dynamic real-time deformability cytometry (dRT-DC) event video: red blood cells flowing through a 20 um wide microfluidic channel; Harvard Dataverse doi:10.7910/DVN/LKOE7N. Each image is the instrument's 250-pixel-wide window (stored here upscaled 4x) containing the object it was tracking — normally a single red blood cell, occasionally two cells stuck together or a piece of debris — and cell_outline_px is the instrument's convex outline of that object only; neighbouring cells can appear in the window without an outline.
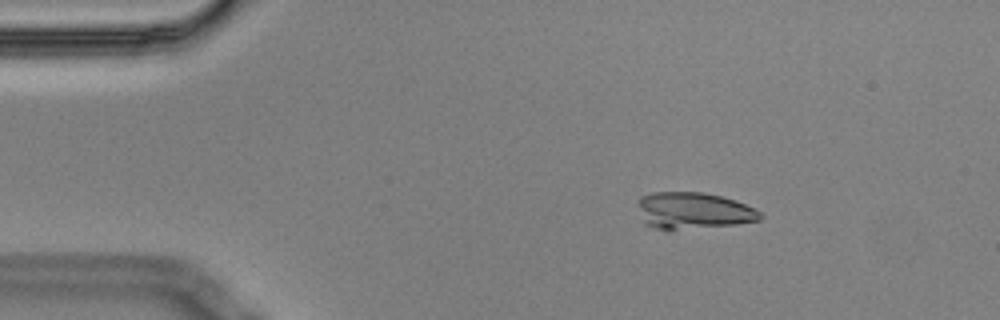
{"species": "Egyptian fruit bat (a non-hibernating species)", "species_latin": "Rousettus aegyptiacus", "temperature_condition": "cold", "stored_images_in_passage": 4, "camera_frame_rate_fps": 3000, "um_per_image_px": 0.085, "animal": {"sex": "male"}, "frame": {"image": 1, "passage_image": 3, "time_ms": 0.667, "image_size_px": [1000, 320], "cell_outline_px": [[764, 216], [760, 220], [736, 224], [668, 232], [644, 224], [636, 200], [640, 196], [652, 192], [704, 192], [736, 200], [756, 208]], "centroid_in_image_um": [58.91, 17.93], "position_along_channel_um": 26.1, "area_um2": 26.88}}